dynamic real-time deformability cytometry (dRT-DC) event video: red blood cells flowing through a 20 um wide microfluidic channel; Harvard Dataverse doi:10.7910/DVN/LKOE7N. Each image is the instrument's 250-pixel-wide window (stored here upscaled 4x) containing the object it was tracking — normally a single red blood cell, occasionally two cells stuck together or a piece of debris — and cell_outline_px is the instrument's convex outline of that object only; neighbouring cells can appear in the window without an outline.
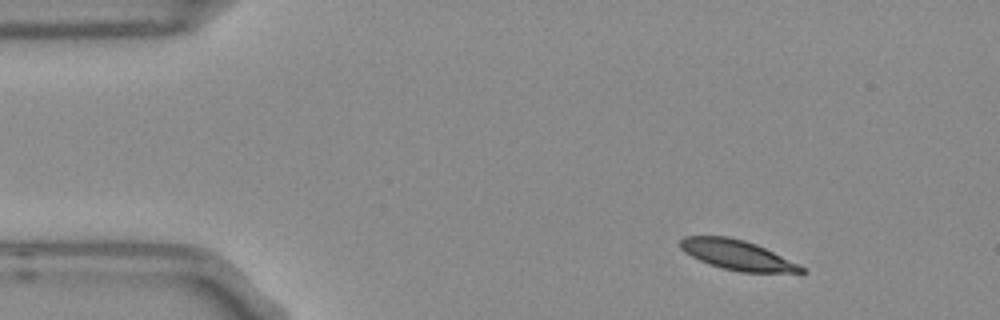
{"species": "Egyptian fruit bat (a non-hibernating species)", "species_latin": "Rousettus aegyptiacus", "temperature_condition": "room temperature", "stored_images_in_passage": 4, "camera_frame_rate_fps": 3000, "um_per_image_px": 0.085, "frame": {"image": 1, "passage_image": 1, "time_ms": 0.0, "image_size_px": [1000, 320], "cell_outline_px": [[808, 272], [740, 272], [720, 268], [708, 264], [684, 252], [680, 248], [680, 240], [684, 236], [728, 236], [744, 240], [756, 244], [800, 264], [808, 268]], "centroid_in_image_um": [62.68, 21.68], "position_along_channel_um": 22.3, "area_um2": 21.15}}
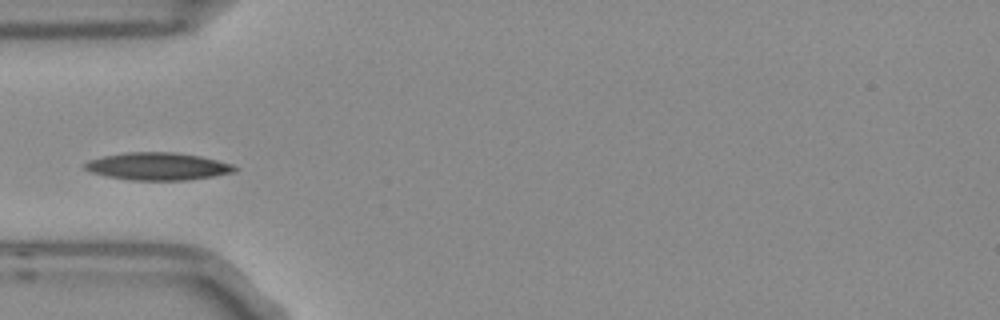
{"frame": {"image": 2, "passage_image": 4, "time_ms": 1.0, "image_size_px": [1000, 320], "cell_outline_px": [[236, 172], [188, 180], [128, 180], [108, 176], [92, 172], [84, 168], [84, 164], [88, 160], [104, 156], [128, 152], [172, 152], [200, 156], [232, 164], [236, 168]], "centroid_in_image_um": [13.41, 14.14], "position_along_channel_um": 71.6, "area_um2": 23.81}}